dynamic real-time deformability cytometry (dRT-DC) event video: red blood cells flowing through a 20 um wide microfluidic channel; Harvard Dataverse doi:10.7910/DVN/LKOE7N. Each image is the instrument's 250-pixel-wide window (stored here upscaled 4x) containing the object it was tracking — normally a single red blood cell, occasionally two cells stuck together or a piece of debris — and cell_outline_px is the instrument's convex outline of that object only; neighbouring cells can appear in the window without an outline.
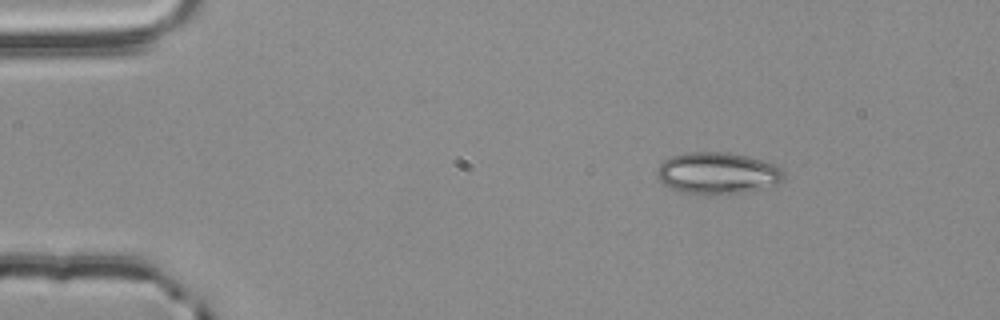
{"species": "common noctule bat (a hibernating species)", "species_latin": "Nyctalus noctula", "temperature_condition": "room temperature", "stored_images_in_passage": 3, "camera_frame_rate_fps": 3000, "um_per_image_px": 0.085, "animal": {"sex": "male", "body_mass_g": 20.4}, "frame": {"image": 1, "passage_image": 1, "time_ms": 0.0, "image_size_px": [1000, 320], "cell_outline_px": [[784, 180], [776, 184], [744, 192], [724, 196], [704, 196], [680, 192], [664, 184], [656, 176], [656, 172], [660, 164], [664, 160], [672, 156], [684, 152], [728, 152], [776, 164], [784, 168]], "centroid_in_image_um": [60.98, 14.75], "position_along_channel_um": 24.0, "area_um2": 31.39}}